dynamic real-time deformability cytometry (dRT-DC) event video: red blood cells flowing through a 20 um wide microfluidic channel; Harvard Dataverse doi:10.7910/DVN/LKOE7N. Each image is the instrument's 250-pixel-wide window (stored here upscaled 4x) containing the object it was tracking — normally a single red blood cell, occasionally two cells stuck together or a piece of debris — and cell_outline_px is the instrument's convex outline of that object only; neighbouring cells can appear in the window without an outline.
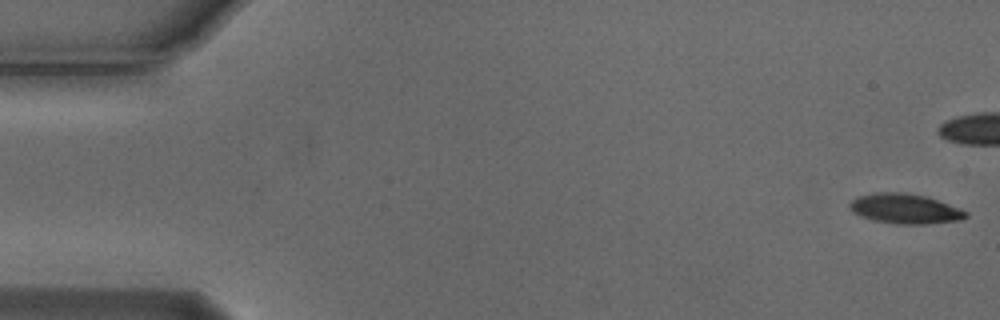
{"species": "Egyptian fruit bat (a non-hibernating species)", "species_latin": "Rousettus aegyptiacus", "temperature_condition": "cold", "stored_images_in_passage": 8, "camera_frame_rate_fps": 3000, "um_per_image_px": 0.085, "animal": {"sex": "male"}, "frame": {"image": 1, "passage_image": 1, "time_ms": 0.0, "image_size_px": [1000, 320], "cell_outline_px": [[968, 216], [960, 220], [924, 224], [896, 224], [876, 220], [860, 216], [852, 212], [848, 204], [856, 196], [876, 192], [908, 192], [928, 196], [960, 208], [968, 212]], "centroid_in_image_um": [76.93, 17.72], "position_along_channel_um": 8.1, "area_um2": 20.46}}